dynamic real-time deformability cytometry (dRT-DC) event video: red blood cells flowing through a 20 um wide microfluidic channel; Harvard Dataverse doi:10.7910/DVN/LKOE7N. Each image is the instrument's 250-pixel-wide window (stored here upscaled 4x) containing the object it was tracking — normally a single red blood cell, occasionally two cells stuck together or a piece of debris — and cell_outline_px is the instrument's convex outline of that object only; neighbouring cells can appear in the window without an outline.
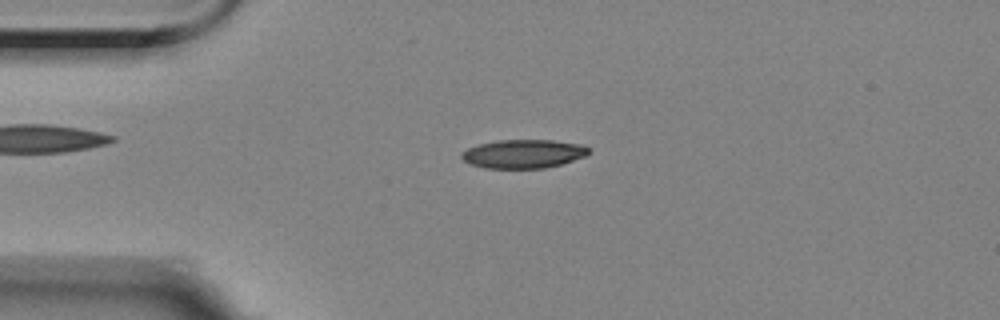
{"species": "Egyptian fruit bat (a non-hibernating species)", "species_latin": "Rousettus aegyptiacus", "temperature_condition": "room temperature", "stored_images_in_passage": 55, "camera_frame_rate_fps": 3000, "um_per_image_px": 0.085, "animal": {"sex": "female"}, "frame": {"image": 1, "passage_image": 12, "time_ms": 3.667, "image_size_px": [1000, 320], "cell_outline_px": [[588, 152], [584, 156], [560, 164], [544, 168], [484, 168], [472, 164], [464, 160], [460, 156], [460, 152], [468, 148], [480, 144], [496, 140], [552, 140], [580, 144], [588, 148]], "centroid_in_image_um": [44.44, 13.07], "position_along_channel_um": 40.6, "area_um2": 20.98}}
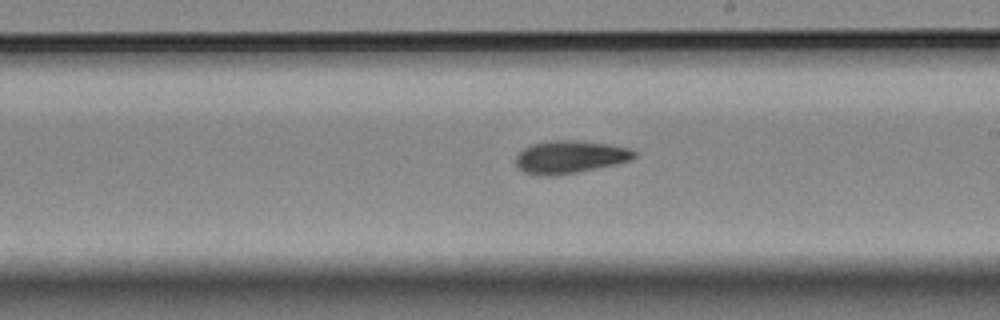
{"frame": {"image": 2, "passage_image": 31, "time_ms": 10.0, "image_size_px": [1000, 320], "cell_outline_px": [[636, 156], [632, 160], [616, 164], [576, 172], [552, 176], [544, 176], [524, 172], [516, 168], [516, 156], [524, 148], [532, 144], [552, 140], [576, 140], [608, 144], [632, 148], [636, 152]], "centroid_in_image_um": [48.46, 13.34], "position_along_channel_um": 240.5, "area_um2": 22.66}}
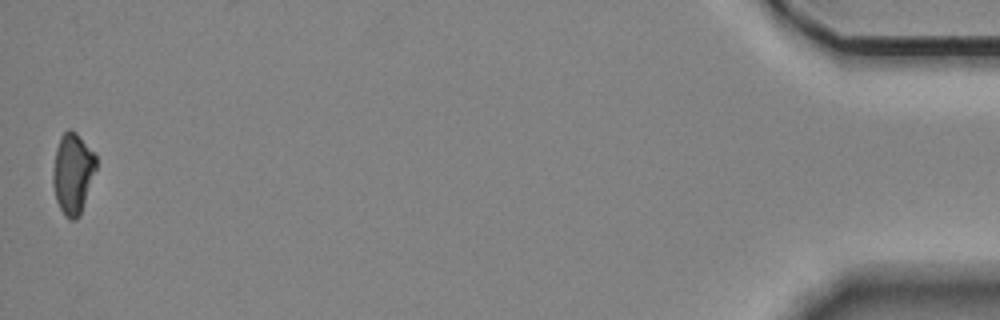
{"frame": {"image": 3, "passage_image": 55, "time_ms": 18.0, "image_size_px": [1000, 320], "cell_outline_px": [[96, 168], [80, 216], [76, 220], [72, 220], [60, 208], [56, 200], [52, 184], [52, 176], [56, 148], [60, 136], [68, 128], [72, 128], [76, 132], [96, 156]], "centroid_in_image_um": [6.17, 14.71], "position_along_channel_um": 429.0, "area_um2": 20.17}}